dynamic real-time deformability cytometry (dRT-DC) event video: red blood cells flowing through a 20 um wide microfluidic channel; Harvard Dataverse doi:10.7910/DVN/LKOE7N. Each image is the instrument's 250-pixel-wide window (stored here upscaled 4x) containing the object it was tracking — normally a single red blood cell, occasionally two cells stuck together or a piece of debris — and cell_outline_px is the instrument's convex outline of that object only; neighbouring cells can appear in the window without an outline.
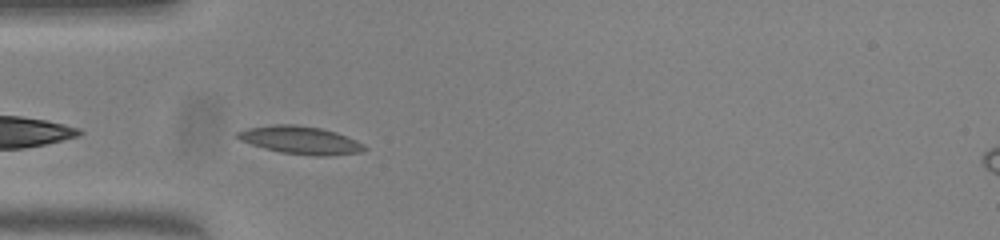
{"species": "common noctule bat (a hibernating species)", "species_latin": "Nyctalus noctula", "temperature_condition": "warm", "stored_images_in_passage": 40, "camera_frame_rate_fps": 3000, "um_per_image_px": 0.085, "animal": {"sex": "female", "body_mass_g": 23.0, "forearm_length_mm": 53.4}, "frame": {"image": 1, "passage_image": 2, "time_ms": 0.333, "image_size_px": [1000, 240], "cell_outline_px": [[368, 148], [360, 152], [324, 156], [316, 156], [280, 152], [264, 148], [240, 140], [236, 136], [236, 132], [248, 128], [276, 124], [292, 124], [320, 128], [336, 132], [356, 140], [364, 144]], "centroid_in_image_um": [25.54, 11.91], "position_along_channel_um": 59.5, "area_um2": 20.4}}
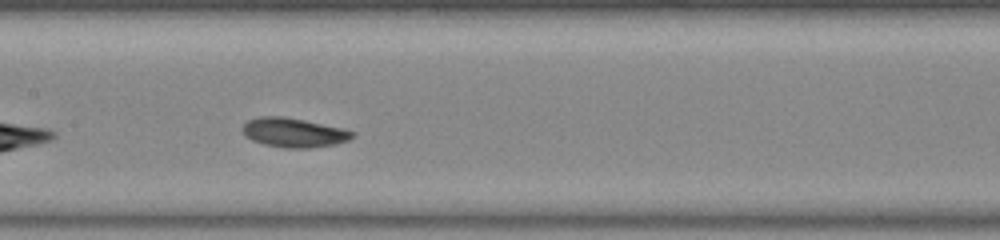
{"frame": {"image": 2, "passage_image": 12, "time_ms": 3.667, "image_size_px": [1000, 240], "cell_outline_px": [[356, 132], [348, 140], [332, 144], [308, 148], [284, 148], [264, 144], [252, 140], [244, 136], [240, 128], [248, 120], [260, 116], [280, 116], [304, 120], [340, 128]], "centroid_in_image_um": [24.89, 11.27], "position_along_channel_um": 182.5, "area_um2": 18.55}}
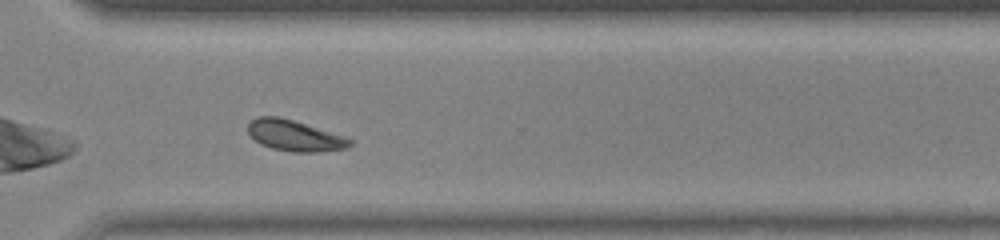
{"frame": {"image": 3, "passage_image": 25, "time_ms": 8.0, "image_size_px": [1000, 240], "cell_outline_px": [[352, 144], [348, 148], [320, 152], [292, 152], [272, 148], [260, 144], [248, 132], [248, 124], [252, 120], [260, 116], [276, 116], [292, 120], [348, 136], [352, 140]], "centroid_in_image_um": [25.11, 11.54], "position_along_channel_um": 345.5, "area_um2": 18.44}, "authors_computed_cell_mechanics": {"area_um2": 18.4671, "velocity_mm_per_s": 3.7701, "shape_relaxation_time_tau1_ms": 2.9499, "shape_relaxation_time_tau2_ms": null, "deformation_change_tau1": 0.0962, "deformation_change_tau2": null}}